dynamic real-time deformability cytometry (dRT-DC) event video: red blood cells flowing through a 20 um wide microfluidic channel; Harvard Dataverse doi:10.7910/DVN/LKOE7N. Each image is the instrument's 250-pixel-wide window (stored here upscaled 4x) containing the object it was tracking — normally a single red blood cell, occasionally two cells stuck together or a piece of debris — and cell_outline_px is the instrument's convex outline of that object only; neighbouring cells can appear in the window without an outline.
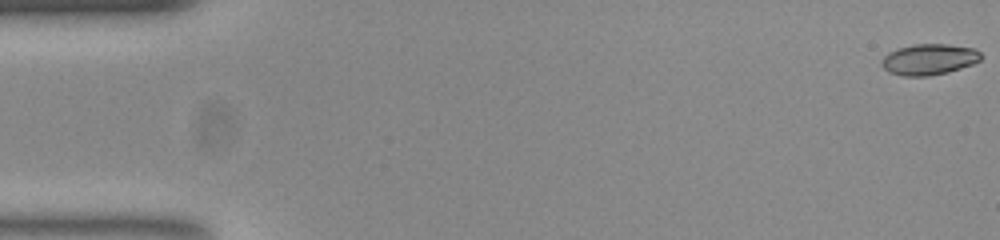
{"species": "common noctule bat (a hibernating species)", "species_latin": "Nyctalus noctula", "temperature_condition": "room temperature", "stored_images_in_passage": 53, "camera_frame_rate_fps": 3000, "um_per_image_px": 0.085, "animal": {"sex": "female", "body_mass_g": 23.0, "forearm_length_mm": 53.4}, "frame": {"image": 1, "passage_image": 1, "time_ms": 0.0, "image_size_px": [1000, 240], "cell_outline_px": [[980, 60], [972, 64], [948, 72], [928, 76], [904, 76], [888, 72], [880, 64], [884, 56], [888, 52], [896, 48], [912, 44], [948, 44], [972, 48], [980, 52]], "centroid_in_image_um": [78.92, 5.04], "position_along_channel_um": 6.1, "area_um2": 17.92}}
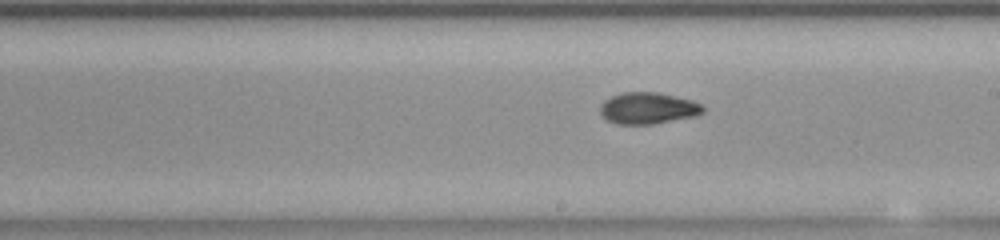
{"frame": {"image": 2, "passage_image": 30, "time_ms": 9.667, "image_size_px": [1000, 240], "cell_outline_px": [[704, 112], [696, 116], [652, 124], [620, 124], [608, 120], [600, 112], [600, 104], [604, 100], [620, 92], [660, 92], [692, 100], [700, 104], [704, 108]], "centroid_in_image_um": [55.08, 9.18], "position_along_channel_um": 233.9, "area_um2": 18.9}}
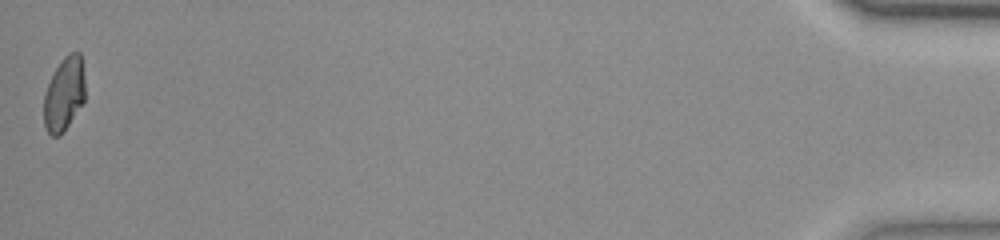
{"frame": {"image": 3, "passage_image": 53, "time_ms": 17.333, "image_size_px": [1000, 240], "cell_outline_px": [[84, 100], [64, 132], [60, 136], [52, 136], [48, 132], [44, 124], [44, 92], [56, 68], [64, 56], [68, 52], [80, 52], [84, 76]], "centroid_in_image_um": [5.44, 8.0], "position_along_channel_um": 429.8, "area_um2": 17.63}, "authors_computed_cell_mechanics": {"area_um2": 18.5538, "velocity_mm_per_s": 3.8764, "shape_relaxation_time_tau1_ms": 10.0165, "shape_relaxation_time_tau2_ms": 1.5554, "deformation_change_tau1": 0.2559, "deformation_change_tau2": 0.0486}}